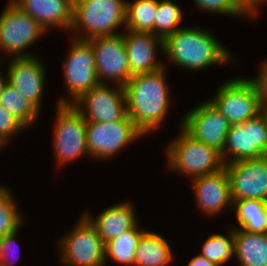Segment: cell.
Returning a JSON list of instances; mask_svg holds the SVG:
<instances>
[{
    "label": "cell",
    "instance_id": "6da1fadb",
    "mask_svg": "<svg viewBox=\"0 0 267 266\" xmlns=\"http://www.w3.org/2000/svg\"><path fill=\"white\" fill-rule=\"evenodd\" d=\"M166 67L133 75L123 86L127 115L143 135L157 131L168 115L171 90Z\"/></svg>",
    "mask_w": 267,
    "mask_h": 266
},
{
    "label": "cell",
    "instance_id": "7a4b0ae2",
    "mask_svg": "<svg viewBox=\"0 0 267 266\" xmlns=\"http://www.w3.org/2000/svg\"><path fill=\"white\" fill-rule=\"evenodd\" d=\"M209 29L183 26L163 40V55L179 69L199 71L212 65L234 64L236 58ZM233 62V63H232Z\"/></svg>",
    "mask_w": 267,
    "mask_h": 266
},
{
    "label": "cell",
    "instance_id": "3957f363",
    "mask_svg": "<svg viewBox=\"0 0 267 266\" xmlns=\"http://www.w3.org/2000/svg\"><path fill=\"white\" fill-rule=\"evenodd\" d=\"M126 0H73L72 38L90 40L125 30ZM118 29V30H117Z\"/></svg>",
    "mask_w": 267,
    "mask_h": 266
},
{
    "label": "cell",
    "instance_id": "277c9868",
    "mask_svg": "<svg viewBox=\"0 0 267 266\" xmlns=\"http://www.w3.org/2000/svg\"><path fill=\"white\" fill-rule=\"evenodd\" d=\"M179 133L166 147L167 168L187 178L216 173L225 168L221 153L196 140L181 126ZM172 170V171H171Z\"/></svg>",
    "mask_w": 267,
    "mask_h": 266
},
{
    "label": "cell",
    "instance_id": "5b68a950",
    "mask_svg": "<svg viewBox=\"0 0 267 266\" xmlns=\"http://www.w3.org/2000/svg\"><path fill=\"white\" fill-rule=\"evenodd\" d=\"M220 84L208 100L229 120L231 127L253 119L263 112L260 93L252 78L234 76Z\"/></svg>",
    "mask_w": 267,
    "mask_h": 266
},
{
    "label": "cell",
    "instance_id": "8992f818",
    "mask_svg": "<svg viewBox=\"0 0 267 266\" xmlns=\"http://www.w3.org/2000/svg\"><path fill=\"white\" fill-rule=\"evenodd\" d=\"M47 33L29 14L8 0L0 13V61L8 55L9 58L35 56L27 49Z\"/></svg>",
    "mask_w": 267,
    "mask_h": 266
},
{
    "label": "cell",
    "instance_id": "52a82bcc",
    "mask_svg": "<svg viewBox=\"0 0 267 266\" xmlns=\"http://www.w3.org/2000/svg\"><path fill=\"white\" fill-rule=\"evenodd\" d=\"M53 125V153L58 167L67 166L80 157L89 156L84 117L72 104L56 103Z\"/></svg>",
    "mask_w": 267,
    "mask_h": 266
},
{
    "label": "cell",
    "instance_id": "ba28073f",
    "mask_svg": "<svg viewBox=\"0 0 267 266\" xmlns=\"http://www.w3.org/2000/svg\"><path fill=\"white\" fill-rule=\"evenodd\" d=\"M78 219L57 242L62 266H106L105 243L83 214Z\"/></svg>",
    "mask_w": 267,
    "mask_h": 266
},
{
    "label": "cell",
    "instance_id": "9c48e42d",
    "mask_svg": "<svg viewBox=\"0 0 267 266\" xmlns=\"http://www.w3.org/2000/svg\"><path fill=\"white\" fill-rule=\"evenodd\" d=\"M70 49L63 62V87L67 97L60 96L57 104H73L84 93L99 84L95 69V58L88 40L71 38Z\"/></svg>",
    "mask_w": 267,
    "mask_h": 266
},
{
    "label": "cell",
    "instance_id": "30bf717a",
    "mask_svg": "<svg viewBox=\"0 0 267 266\" xmlns=\"http://www.w3.org/2000/svg\"><path fill=\"white\" fill-rule=\"evenodd\" d=\"M142 136L144 135L128 115L117 122H87L86 124L87 150L94 160H109Z\"/></svg>",
    "mask_w": 267,
    "mask_h": 266
},
{
    "label": "cell",
    "instance_id": "8fae6325",
    "mask_svg": "<svg viewBox=\"0 0 267 266\" xmlns=\"http://www.w3.org/2000/svg\"><path fill=\"white\" fill-rule=\"evenodd\" d=\"M221 156L225 164L267 156V115L230 127Z\"/></svg>",
    "mask_w": 267,
    "mask_h": 266
},
{
    "label": "cell",
    "instance_id": "7c38bea8",
    "mask_svg": "<svg viewBox=\"0 0 267 266\" xmlns=\"http://www.w3.org/2000/svg\"><path fill=\"white\" fill-rule=\"evenodd\" d=\"M95 58V69L99 83L124 86L132 77L123 31L114 35L100 36L88 40Z\"/></svg>",
    "mask_w": 267,
    "mask_h": 266
},
{
    "label": "cell",
    "instance_id": "4fadbf2b",
    "mask_svg": "<svg viewBox=\"0 0 267 266\" xmlns=\"http://www.w3.org/2000/svg\"><path fill=\"white\" fill-rule=\"evenodd\" d=\"M72 105L86 122H117L127 115L124 88L119 84L99 83Z\"/></svg>",
    "mask_w": 267,
    "mask_h": 266
},
{
    "label": "cell",
    "instance_id": "5bb4252c",
    "mask_svg": "<svg viewBox=\"0 0 267 266\" xmlns=\"http://www.w3.org/2000/svg\"><path fill=\"white\" fill-rule=\"evenodd\" d=\"M180 119L178 126L196 140L222 154L231 126L229 120L209 100L205 99L200 104H196Z\"/></svg>",
    "mask_w": 267,
    "mask_h": 266
},
{
    "label": "cell",
    "instance_id": "9a60e30c",
    "mask_svg": "<svg viewBox=\"0 0 267 266\" xmlns=\"http://www.w3.org/2000/svg\"><path fill=\"white\" fill-rule=\"evenodd\" d=\"M232 200L257 199L267 202V156L225 164Z\"/></svg>",
    "mask_w": 267,
    "mask_h": 266
},
{
    "label": "cell",
    "instance_id": "2e32d148",
    "mask_svg": "<svg viewBox=\"0 0 267 266\" xmlns=\"http://www.w3.org/2000/svg\"><path fill=\"white\" fill-rule=\"evenodd\" d=\"M39 56L11 57L7 63L8 84L14 87L40 112L45 94L46 67Z\"/></svg>",
    "mask_w": 267,
    "mask_h": 266
},
{
    "label": "cell",
    "instance_id": "e0dca14e",
    "mask_svg": "<svg viewBox=\"0 0 267 266\" xmlns=\"http://www.w3.org/2000/svg\"><path fill=\"white\" fill-rule=\"evenodd\" d=\"M196 207L205 216H216L227 208L232 209L230 180L227 170L191 179Z\"/></svg>",
    "mask_w": 267,
    "mask_h": 266
},
{
    "label": "cell",
    "instance_id": "ac0fdd59",
    "mask_svg": "<svg viewBox=\"0 0 267 266\" xmlns=\"http://www.w3.org/2000/svg\"><path fill=\"white\" fill-rule=\"evenodd\" d=\"M125 49L128 55L130 74L152 73L163 69L165 62L158 60L159 51L163 54V40L151 32H123Z\"/></svg>",
    "mask_w": 267,
    "mask_h": 266
},
{
    "label": "cell",
    "instance_id": "d6986e66",
    "mask_svg": "<svg viewBox=\"0 0 267 266\" xmlns=\"http://www.w3.org/2000/svg\"><path fill=\"white\" fill-rule=\"evenodd\" d=\"M29 14L48 33L54 28L69 32L73 19V0H11Z\"/></svg>",
    "mask_w": 267,
    "mask_h": 266
},
{
    "label": "cell",
    "instance_id": "ffe728a7",
    "mask_svg": "<svg viewBox=\"0 0 267 266\" xmlns=\"http://www.w3.org/2000/svg\"><path fill=\"white\" fill-rule=\"evenodd\" d=\"M120 201L117 204L107 206L97 216L91 212H83V215L94 226L104 243L131 230L138 224L135 207L131 201Z\"/></svg>",
    "mask_w": 267,
    "mask_h": 266
},
{
    "label": "cell",
    "instance_id": "44dd1931",
    "mask_svg": "<svg viewBox=\"0 0 267 266\" xmlns=\"http://www.w3.org/2000/svg\"><path fill=\"white\" fill-rule=\"evenodd\" d=\"M234 250L239 266H267V234L234 227Z\"/></svg>",
    "mask_w": 267,
    "mask_h": 266
},
{
    "label": "cell",
    "instance_id": "7402d4cb",
    "mask_svg": "<svg viewBox=\"0 0 267 266\" xmlns=\"http://www.w3.org/2000/svg\"><path fill=\"white\" fill-rule=\"evenodd\" d=\"M174 257L169 241L161 234L147 230L136 248L134 266H169Z\"/></svg>",
    "mask_w": 267,
    "mask_h": 266
},
{
    "label": "cell",
    "instance_id": "603a6c76",
    "mask_svg": "<svg viewBox=\"0 0 267 266\" xmlns=\"http://www.w3.org/2000/svg\"><path fill=\"white\" fill-rule=\"evenodd\" d=\"M237 229L250 233L267 234V202L257 199L232 200Z\"/></svg>",
    "mask_w": 267,
    "mask_h": 266
},
{
    "label": "cell",
    "instance_id": "cb8c5ba5",
    "mask_svg": "<svg viewBox=\"0 0 267 266\" xmlns=\"http://www.w3.org/2000/svg\"><path fill=\"white\" fill-rule=\"evenodd\" d=\"M139 225L105 243L106 263L112 259L121 265L134 266L136 248L141 236L147 231Z\"/></svg>",
    "mask_w": 267,
    "mask_h": 266
},
{
    "label": "cell",
    "instance_id": "d4e9b609",
    "mask_svg": "<svg viewBox=\"0 0 267 266\" xmlns=\"http://www.w3.org/2000/svg\"><path fill=\"white\" fill-rule=\"evenodd\" d=\"M0 105L28 130L40 117V111L8 83L0 96Z\"/></svg>",
    "mask_w": 267,
    "mask_h": 266
},
{
    "label": "cell",
    "instance_id": "484cf974",
    "mask_svg": "<svg viewBox=\"0 0 267 266\" xmlns=\"http://www.w3.org/2000/svg\"><path fill=\"white\" fill-rule=\"evenodd\" d=\"M159 0L126 1L125 29L154 34V20Z\"/></svg>",
    "mask_w": 267,
    "mask_h": 266
},
{
    "label": "cell",
    "instance_id": "4316f807",
    "mask_svg": "<svg viewBox=\"0 0 267 266\" xmlns=\"http://www.w3.org/2000/svg\"><path fill=\"white\" fill-rule=\"evenodd\" d=\"M228 229V235L214 233L208 236L200 251L202 256L218 266H224L234 256V226Z\"/></svg>",
    "mask_w": 267,
    "mask_h": 266
},
{
    "label": "cell",
    "instance_id": "83f0119b",
    "mask_svg": "<svg viewBox=\"0 0 267 266\" xmlns=\"http://www.w3.org/2000/svg\"><path fill=\"white\" fill-rule=\"evenodd\" d=\"M183 10L172 0H159L154 20V35L164 40L180 29Z\"/></svg>",
    "mask_w": 267,
    "mask_h": 266
},
{
    "label": "cell",
    "instance_id": "f1b7e54d",
    "mask_svg": "<svg viewBox=\"0 0 267 266\" xmlns=\"http://www.w3.org/2000/svg\"><path fill=\"white\" fill-rule=\"evenodd\" d=\"M11 191L0 184V238L20 230L26 220Z\"/></svg>",
    "mask_w": 267,
    "mask_h": 266
},
{
    "label": "cell",
    "instance_id": "f546056e",
    "mask_svg": "<svg viewBox=\"0 0 267 266\" xmlns=\"http://www.w3.org/2000/svg\"><path fill=\"white\" fill-rule=\"evenodd\" d=\"M199 10L216 15L251 19V15L236 0H194ZM239 16V17H238Z\"/></svg>",
    "mask_w": 267,
    "mask_h": 266
},
{
    "label": "cell",
    "instance_id": "4dcf8cb0",
    "mask_svg": "<svg viewBox=\"0 0 267 266\" xmlns=\"http://www.w3.org/2000/svg\"><path fill=\"white\" fill-rule=\"evenodd\" d=\"M26 127L0 105V140L8 145L19 132L26 131Z\"/></svg>",
    "mask_w": 267,
    "mask_h": 266
},
{
    "label": "cell",
    "instance_id": "1f68e13d",
    "mask_svg": "<svg viewBox=\"0 0 267 266\" xmlns=\"http://www.w3.org/2000/svg\"><path fill=\"white\" fill-rule=\"evenodd\" d=\"M19 230L7 234L0 238V266H13V261H18V253H16V250L19 249L17 236H18ZM18 247V248H15ZM19 251V250H17ZM17 257H13V256ZM13 257V258H11ZM15 258H17L15 260ZM11 259V260H10ZM13 259V260H12Z\"/></svg>",
    "mask_w": 267,
    "mask_h": 266
},
{
    "label": "cell",
    "instance_id": "d6a6232c",
    "mask_svg": "<svg viewBox=\"0 0 267 266\" xmlns=\"http://www.w3.org/2000/svg\"><path fill=\"white\" fill-rule=\"evenodd\" d=\"M256 83L263 107H267V59L261 61L259 73L252 78Z\"/></svg>",
    "mask_w": 267,
    "mask_h": 266
},
{
    "label": "cell",
    "instance_id": "836d02e7",
    "mask_svg": "<svg viewBox=\"0 0 267 266\" xmlns=\"http://www.w3.org/2000/svg\"><path fill=\"white\" fill-rule=\"evenodd\" d=\"M267 0H244V9L252 16L256 18L258 16V11L260 6L265 5Z\"/></svg>",
    "mask_w": 267,
    "mask_h": 266
},
{
    "label": "cell",
    "instance_id": "e575fe53",
    "mask_svg": "<svg viewBox=\"0 0 267 266\" xmlns=\"http://www.w3.org/2000/svg\"><path fill=\"white\" fill-rule=\"evenodd\" d=\"M187 266H218V265L212 263L199 253L189 260Z\"/></svg>",
    "mask_w": 267,
    "mask_h": 266
},
{
    "label": "cell",
    "instance_id": "d590c367",
    "mask_svg": "<svg viewBox=\"0 0 267 266\" xmlns=\"http://www.w3.org/2000/svg\"><path fill=\"white\" fill-rule=\"evenodd\" d=\"M2 62L3 61H0V70H2ZM2 72H3V70L2 71H0V96H1V94H2V92H3V90H4V88H5V86L7 85V83H8V79H7V73H6V76H4L3 74H2Z\"/></svg>",
    "mask_w": 267,
    "mask_h": 266
},
{
    "label": "cell",
    "instance_id": "8d00e7d4",
    "mask_svg": "<svg viewBox=\"0 0 267 266\" xmlns=\"http://www.w3.org/2000/svg\"><path fill=\"white\" fill-rule=\"evenodd\" d=\"M244 8V0H236Z\"/></svg>",
    "mask_w": 267,
    "mask_h": 266
},
{
    "label": "cell",
    "instance_id": "74e56055",
    "mask_svg": "<svg viewBox=\"0 0 267 266\" xmlns=\"http://www.w3.org/2000/svg\"><path fill=\"white\" fill-rule=\"evenodd\" d=\"M6 145L0 140V151H1V149L4 147V148H6L5 147Z\"/></svg>",
    "mask_w": 267,
    "mask_h": 266
},
{
    "label": "cell",
    "instance_id": "f35d334b",
    "mask_svg": "<svg viewBox=\"0 0 267 266\" xmlns=\"http://www.w3.org/2000/svg\"><path fill=\"white\" fill-rule=\"evenodd\" d=\"M263 112L267 115V107L263 108Z\"/></svg>",
    "mask_w": 267,
    "mask_h": 266
}]
</instances>
